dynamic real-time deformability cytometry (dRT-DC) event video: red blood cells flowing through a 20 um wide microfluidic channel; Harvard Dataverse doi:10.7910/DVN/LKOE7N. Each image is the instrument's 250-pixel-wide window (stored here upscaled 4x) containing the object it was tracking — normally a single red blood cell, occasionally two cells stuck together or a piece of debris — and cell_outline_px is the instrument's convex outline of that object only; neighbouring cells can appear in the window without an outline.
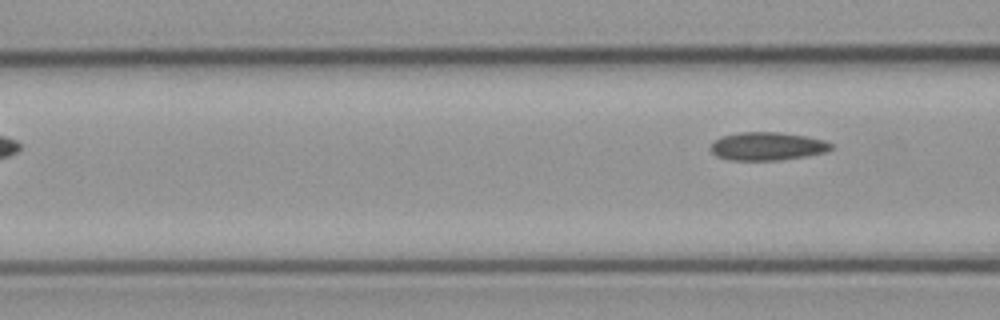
{"species": "common noctule bat (a hibernating species)", "species_latin": "Nyctalus noctula", "temperature_condition": "cold", "stored_images_in_passage": 8, "camera_frame_rate_fps": 3000, "um_per_image_px": 0.085, "animal": {"sex": "male", "body_mass_g": 23.1, "forearm_length_mm": 52.7}, "frame": {"image": 1, "passage_image": 8, "time_ms": 8.667, "image_size_px": [1000, 320], "cell_outline_px": [[832, 148], [824, 152], [804, 156], [780, 160], [728, 160], [716, 156], [708, 148], [720, 136], [740, 132], [780, 132], [808, 136], [824, 140], [832, 144]], "centroid_in_image_um": [65.19, 12.42], "position_along_channel_um": 101.4, "area_um2": 19.83}}